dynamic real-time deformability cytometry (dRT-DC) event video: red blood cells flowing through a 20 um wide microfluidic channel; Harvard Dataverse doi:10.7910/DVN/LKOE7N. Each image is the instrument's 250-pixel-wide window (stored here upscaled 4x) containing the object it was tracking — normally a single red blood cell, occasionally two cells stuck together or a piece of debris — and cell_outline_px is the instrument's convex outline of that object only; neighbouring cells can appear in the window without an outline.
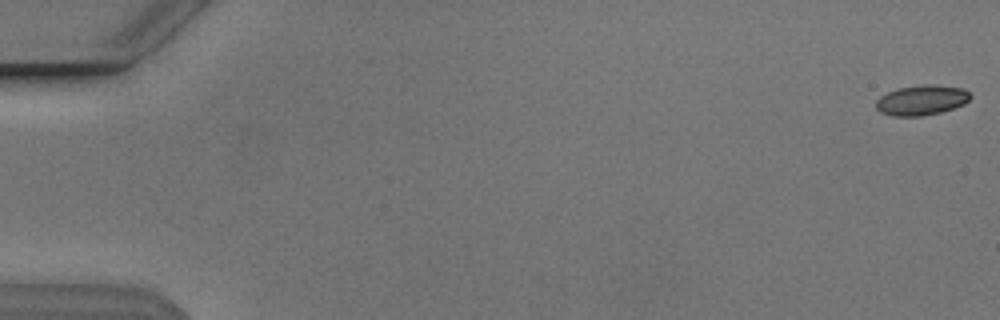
{"species": "Egyptian fruit bat (a non-hibernating species)", "species_latin": "Rousettus aegyptiacus", "temperature_condition": "cold", "stored_images_in_passage": 54, "camera_frame_rate_fps": 3000, "um_per_image_px": 0.085, "animal": {"sex": "male"}, "frame": {"image": 1, "passage_image": 1, "time_ms": 0.0, "image_size_px": [1000, 320], "cell_outline_px": [[972, 96], [964, 104], [940, 112], [920, 116], [892, 116], [880, 112], [876, 108], [876, 100], [880, 96], [896, 88], [924, 84], [936, 84], [964, 88]], "centroid_in_image_um": [78.32, 8.5], "position_along_channel_um": 6.7, "area_um2": 16.65}}
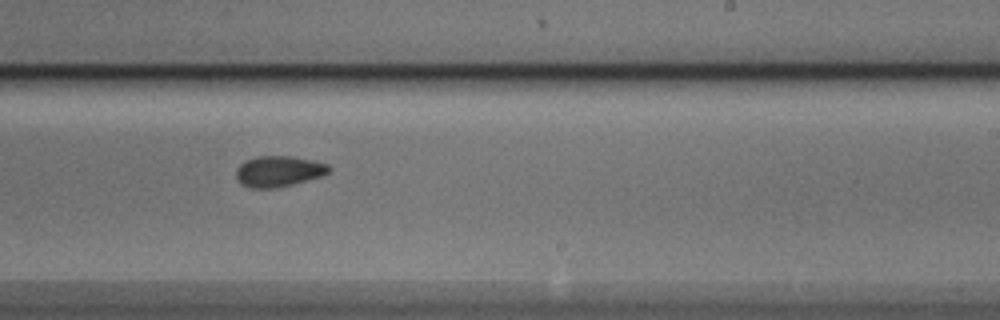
{"frame": {"image": 2, "passage_image": 34, "time_ms": 11.0, "image_size_px": [1000, 320], "cell_outline_px": [[332, 168], [328, 172], [320, 176], [292, 184], [276, 188], [252, 188], [240, 184], [236, 180], [236, 168], [244, 160], [256, 156], [292, 156], [312, 160], [328, 164]], "centroid_in_image_um": [23.63, 14.55], "position_along_channel_um": 265.4, "area_um2": 16.76}}
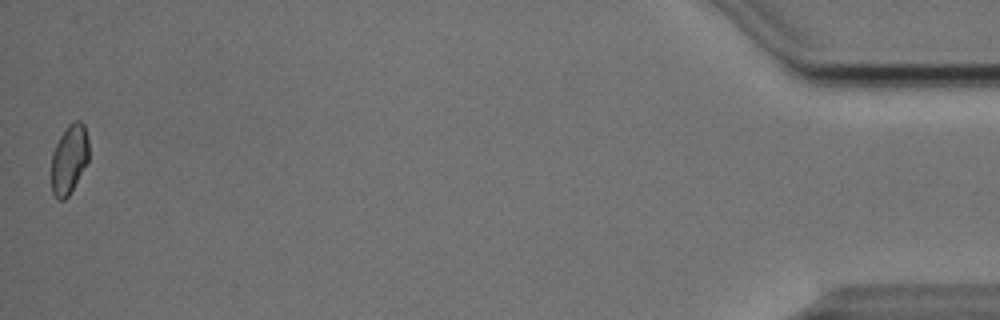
{"frame": {"image": 3, "passage_image": 54, "time_ms": 17.667, "image_size_px": [1000, 320], "cell_outline_px": [[88, 160], [68, 196], [64, 200], [60, 200], [52, 192], [52, 152], [60, 136], [68, 124], [76, 120], [80, 120], [84, 124], [88, 140]], "centroid_in_image_um": [5.88, 13.49], "position_along_channel_um": 429.3, "area_um2": 14.85}, "authors_computed_cell_mechanics": {"area_um2": 16.473, "velocity_mm_per_s": 3.8419, "shape_relaxation_time_tau1_ms": 8.9587, "shape_relaxation_time_tau2_ms": 2.9781, "deformation_change_tau1": 0.1238, "deformation_change_tau2": 0.061}}